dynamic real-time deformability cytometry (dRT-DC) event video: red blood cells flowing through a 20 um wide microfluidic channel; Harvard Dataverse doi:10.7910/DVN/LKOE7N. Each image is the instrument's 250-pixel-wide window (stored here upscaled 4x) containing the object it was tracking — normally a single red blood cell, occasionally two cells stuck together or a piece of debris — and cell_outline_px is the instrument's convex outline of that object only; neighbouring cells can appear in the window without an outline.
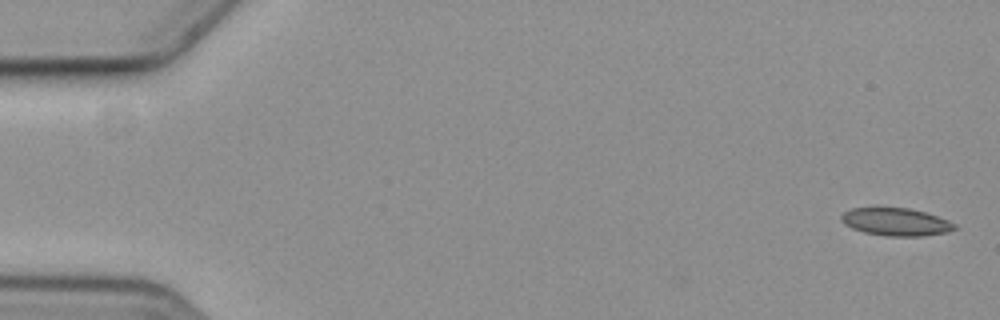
{"species": "common noctule bat (a hibernating species)", "species_latin": "Nyctalus noctula", "temperature_condition": "cold", "stored_images_in_passage": 5, "camera_frame_rate_fps": 3000, "um_per_image_px": 0.085, "animal": {"sex": "female", "body_mass_g": 19.3, "forearm_length_mm": 54.1}, "frame": {"image": 1, "passage_image": 1, "time_ms": 0.0, "image_size_px": [1000, 320], "cell_outline_px": [[956, 228], [944, 232], [924, 236], [888, 236], [864, 232], [852, 228], [844, 224], [840, 220], [840, 216], [844, 212], [852, 208], [908, 208], [924, 212], [948, 220], [956, 224]], "centroid_in_image_um": [76.12, 18.86], "position_along_channel_um": 8.9, "area_um2": 18.09}}
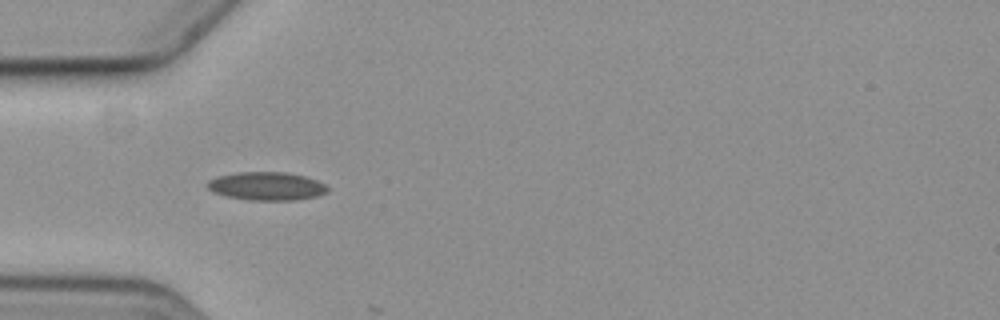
{"frame": {"image": 2, "passage_image": 4, "time_ms": 5.667, "image_size_px": [1000, 320], "cell_outline_px": [[328, 192], [316, 196], [296, 200], [248, 200], [224, 196], [212, 192], [208, 188], [208, 180], [220, 176], [240, 172], [284, 172], [304, 176], [316, 180], [324, 184], [328, 188]], "centroid_in_image_um": [22.66, 15.83], "position_along_channel_um": 62.3, "area_um2": 19.71}}